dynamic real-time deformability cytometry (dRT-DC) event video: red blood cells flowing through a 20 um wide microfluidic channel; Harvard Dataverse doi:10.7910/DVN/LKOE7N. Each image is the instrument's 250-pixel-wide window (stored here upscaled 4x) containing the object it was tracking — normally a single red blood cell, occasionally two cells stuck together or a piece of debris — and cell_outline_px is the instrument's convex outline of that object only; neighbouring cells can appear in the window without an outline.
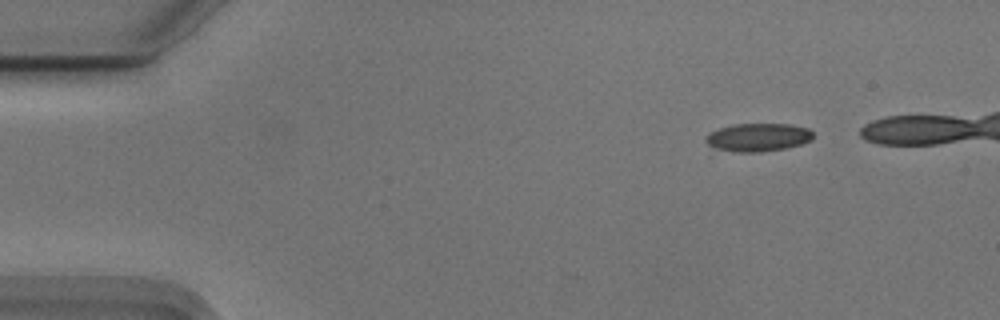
{"species": "Egyptian fruit bat (a non-hibernating species)", "species_latin": "Rousettus aegyptiacus", "temperature_condition": "cold", "stored_images_in_passage": 37, "camera_frame_rate_fps": 3000, "um_per_image_px": 0.085, "animal": {"sex": "male"}, "frame": {"image": 1, "passage_image": 1, "time_ms": 0.0, "image_size_px": [1000, 320], "cell_outline_px": [[812, 140], [800, 144], [784, 148], [760, 152], [736, 152], [716, 148], [708, 144], [704, 140], [704, 136], [708, 132], [732, 124], [788, 124], [808, 128], [812, 132]], "centroid_in_image_um": [64.39, 11.66], "position_along_channel_um": 20.6, "area_um2": 17.57}}
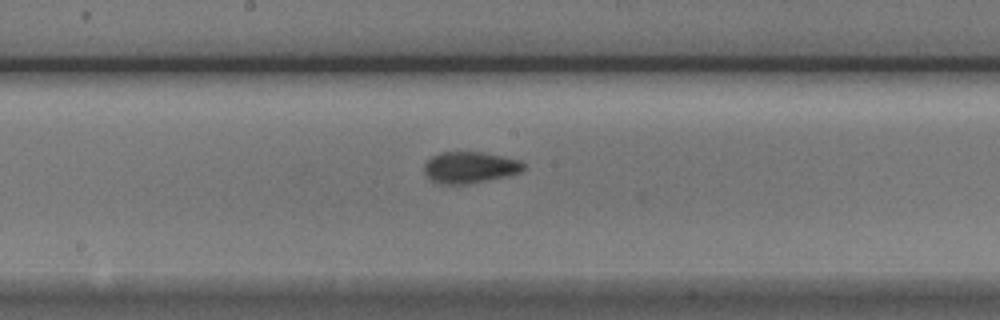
{"frame": {"image": 2, "passage_image": 23, "time_ms": 7.333, "image_size_px": [1000, 320], "cell_outline_px": [[524, 168], [520, 172], [508, 176], [464, 184], [440, 184], [432, 180], [424, 172], [424, 164], [432, 156], [440, 152], [480, 152], [520, 160], [524, 164]], "centroid_in_image_um": [39.92, 14.23], "position_along_channel_um": 208.3, "area_um2": 17.98}}
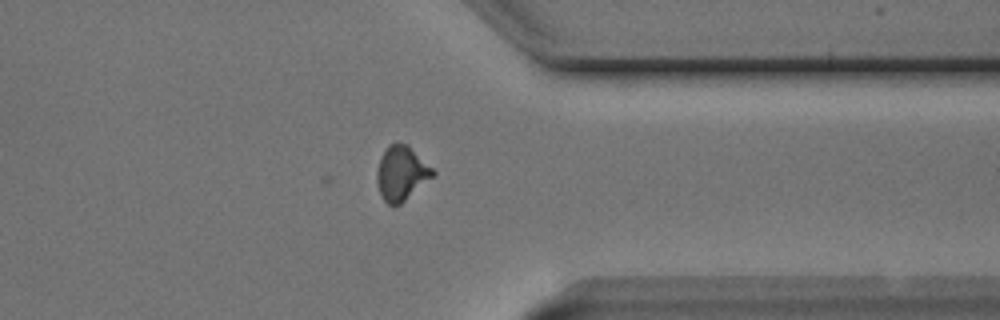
{"frame": {"image": 3, "passage_image": 37, "time_ms": 12.0, "image_size_px": [1000, 320], "cell_outline_px": [[436, 172], [432, 176], [400, 204], [392, 208], [380, 196], [376, 180], [376, 172], [380, 156], [388, 144], [408, 144]], "centroid_in_image_um": [34.07, 14.73], "position_along_channel_um": 377.3, "area_um2": 17.63}, "authors_computed_cell_mechanics": {"area_um2": 17.8024, "velocity_mm_per_s": 3.7447, "shape_relaxation_time_tau1_ms": 3.3257, "shape_relaxation_time_tau2_ms": 1.8942, "deformation_change_tau1": 0.1309, "deformation_change_tau2": 0.0716}}